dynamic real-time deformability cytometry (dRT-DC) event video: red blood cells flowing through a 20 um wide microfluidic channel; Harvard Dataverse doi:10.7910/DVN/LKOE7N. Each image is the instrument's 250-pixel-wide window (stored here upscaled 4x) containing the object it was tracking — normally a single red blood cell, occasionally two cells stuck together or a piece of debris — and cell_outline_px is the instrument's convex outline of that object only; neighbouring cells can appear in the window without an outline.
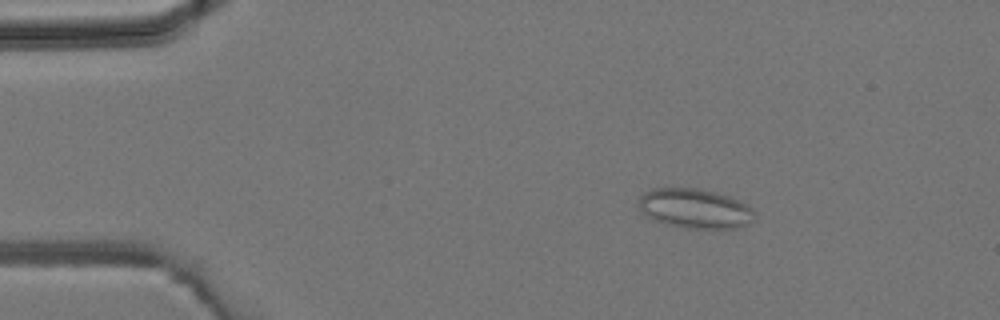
{"species": "common noctule bat (a hibernating species)", "species_latin": "Nyctalus noctula", "temperature_condition": "room temperature", "stored_images_in_passage": 45, "camera_frame_rate_fps": 3000, "um_per_image_px": 0.085, "animal": {"sex": "male", "body_mass_g": 19.2, "forearm_length_mm": 51.8}, "frame": {"image": 1, "passage_image": 7, "time_ms": 2.0, "image_size_px": [1000, 320], "cell_outline_px": [[756, 212], [752, 220], [748, 224], [736, 228], [684, 228], [668, 224], [656, 220], [648, 216], [640, 208], [640, 196], [644, 192], [652, 188], [696, 188], [728, 196], [748, 204]], "centroid_in_image_um": [59.1, 17.72], "position_along_channel_um": 25.9, "area_um2": 26.47}}
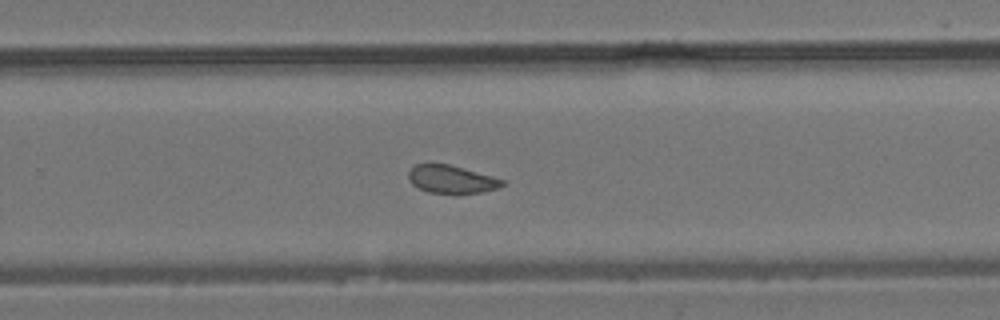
{"frame": {"image": 2, "passage_image": 29, "time_ms": 9.333, "image_size_px": [1000, 320], "cell_outline_px": [[504, 184], [496, 188], [480, 192], [428, 192], [412, 184], [408, 180], [408, 172], [416, 164], [448, 164], [492, 176], [504, 180]], "centroid_in_image_um": [38.33, 15.22], "position_along_channel_um": 291.5, "area_um2": 14.74}}
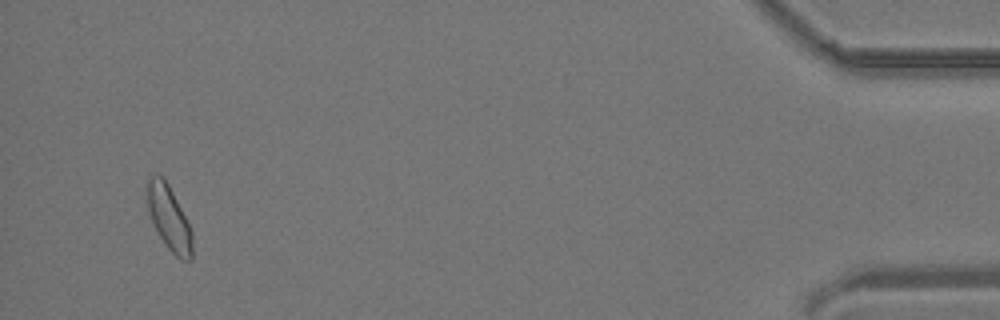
{"frame": {"image": 3, "passage_image": 43, "time_ms": 14.0, "image_size_px": [1000, 320], "cell_outline_px": [[192, 260], [184, 260], [176, 256], [168, 248], [160, 236], [152, 220], [148, 208], [148, 180], [152, 176], [164, 176], [192, 232]], "centroid_in_image_um": [14.39, 18.56], "position_along_channel_um": 420.8, "area_um2": 16.18}}